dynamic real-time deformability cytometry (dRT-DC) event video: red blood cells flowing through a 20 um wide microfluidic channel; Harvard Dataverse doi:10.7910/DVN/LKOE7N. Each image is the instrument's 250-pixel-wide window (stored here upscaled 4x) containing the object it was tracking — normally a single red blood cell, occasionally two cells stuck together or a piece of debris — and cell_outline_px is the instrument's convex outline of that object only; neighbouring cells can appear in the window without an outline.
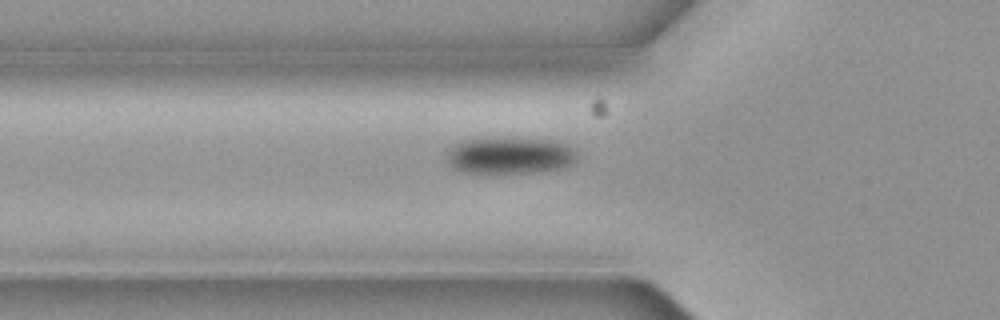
{"species": "common noctule bat (a hibernating species)", "species_latin": "Nyctalus noctula", "temperature_condition": "cold", "stored_images_in_passage": 5, "camera_frame_rate_fps": 3000, "um_per_image_px": 0.085, "animal": {"sex": "female", "body_mass_g": 19.3, "forearm_length_mm": 54.1}, "frame": {"image": 1, "passage_image": 5, "time_ms": 1.333, "image_size_px": [1000, 320], "cell_outline_px": [[576, 160], [572, 164], [564, 168], [536, 172], [464, 172], [456, 168], [448, 160], [448, 148], [460, 140], [552, 140], [568, 144], [572, 148], [576, 156]], "centroid_in_image_um": [43.38, 13.24], "position_along_channel_um": 82.4, "area_um2": 26.88}}